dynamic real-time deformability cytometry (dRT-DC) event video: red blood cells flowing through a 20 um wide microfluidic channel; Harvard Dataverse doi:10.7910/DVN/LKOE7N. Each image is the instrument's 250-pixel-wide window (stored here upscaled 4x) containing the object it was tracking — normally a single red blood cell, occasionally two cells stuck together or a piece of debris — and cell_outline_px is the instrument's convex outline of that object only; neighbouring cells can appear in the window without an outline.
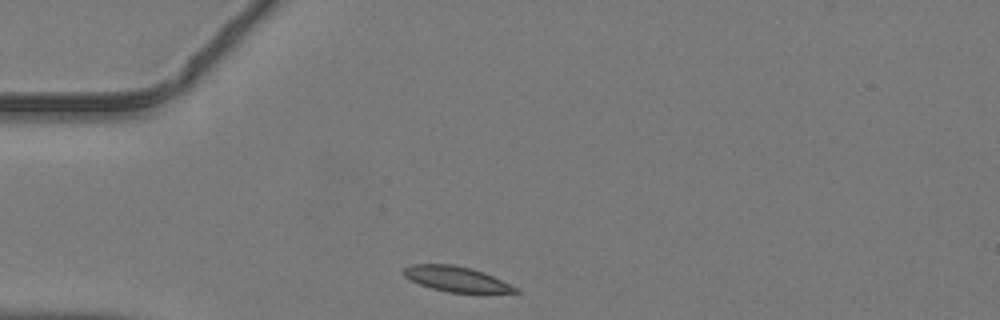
{"species": "common noctule bat (a hibernating species)", "species_latin": "Nyctalus noctula", "temperature_condition": "warm", "stored_images_in_passage": 36, "segment_of_instrument_passage": [1, 2], "camera_frame_rate_fps": 3000, "um_per_image_px": 0.085, "animal": {"sex": "male", "body_mass_g": 19.2, "forearm_length_mm": 51.8}, "frame": {"image": 1, "passage_image": 1, "time_ms": 0.0, "image_size_px": [1000, 320], "cell_outline_px": [[520, 292], [448, 292], [432, 288], [420, 284], [404, 276], [400, 272], [404, 268], [412, 264], [452, 264], [472, 268], [484, 272], [520, 288]], "centroid_in_image_um": [38.78, 23.7], "position_along_channel_um": 46.2, "area_um2": 16.36}}
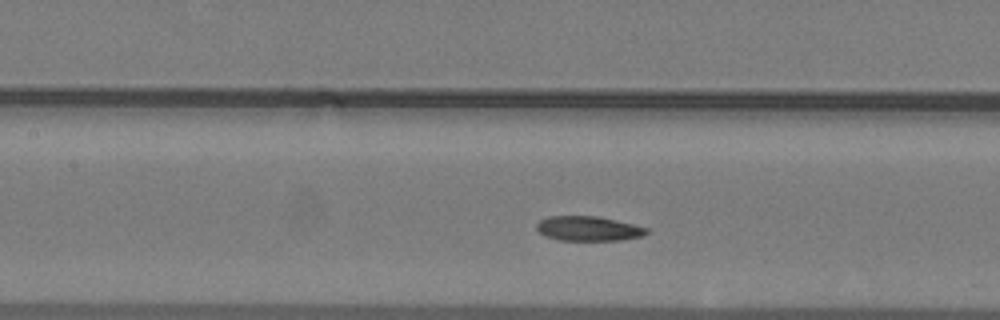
{"frame": {"image": 2, "passage_image": 10, "time_ms": 3.0, "image_size_px": [1000, 320], "cell_outline_px": [[648, 232], [644, 236], [620, 240], [560, 240], [544, 236], [536, 228], [536, 224], [540, 220], [548, 216], [596, 216], [616, 220], [648, 228]], "centroid_in_image_um": [50.0, 19.43], "position_along_channel_um": 157.4, "area_um2": 15.78}}
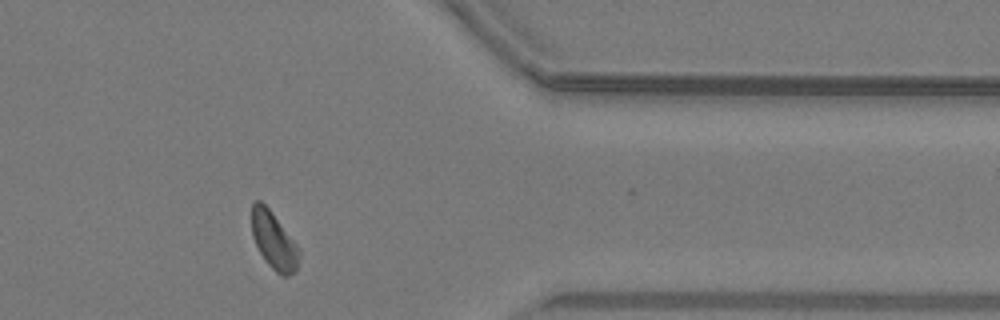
{"frame": {"image": 3, "passage_image": 27, "time_ms": 8.667, "image_size_px": [1000, 320], "cell_outline_px": [[300, 252], [296, 272], [288, 276], [280, 276], [268, 264], [260, 252], [252, 236], [252, 204], [256, 200], [260, 200], [268, 208], [300, 248]], "centroid_in_image_um": [23.29, 20.48], "position_along_channel_um": 388.1, "area_um2": 15.66}}